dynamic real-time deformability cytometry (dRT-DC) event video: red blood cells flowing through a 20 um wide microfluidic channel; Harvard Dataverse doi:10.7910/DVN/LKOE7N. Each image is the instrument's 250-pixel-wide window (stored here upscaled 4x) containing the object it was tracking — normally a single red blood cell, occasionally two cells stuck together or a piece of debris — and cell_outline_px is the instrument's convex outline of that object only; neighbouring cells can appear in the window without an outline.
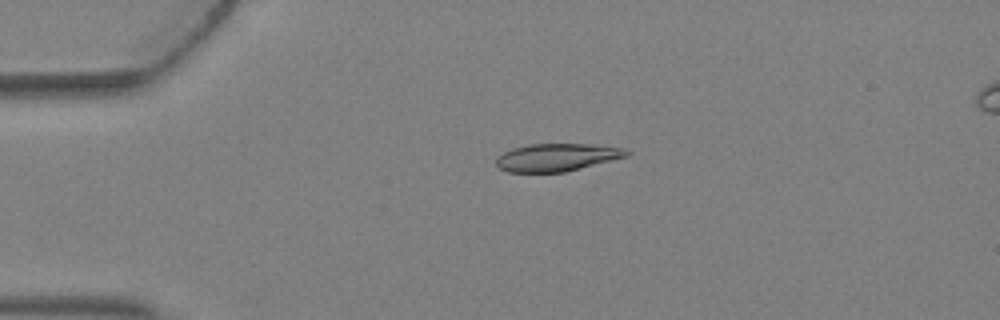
{"species": "Egyptian fruit bat (a non-hibernating species)", "species_latin": "Rousettus aegyptiacus", "temperature_condition": "warm", "stored_images_in_passage": 5, "camera_frame_rate_fps": 3000, "um_per_image_px": 0.085, "animal": {"sex": "female"}, "frame": {"image": 1, "passage_image": 2, "time_ms": 0.333, "image_size_px": [1000, 320], "cell_outline_px": [[632, 152], [628, 156], [564, 172], [508, 172], [500, 168], [496, 164], [496, 156], [512, 148], [528, 144], [588, 144], [624, 148]], "centroid_in_image_um": [47.32, 13.37], "position_along_channel_um": 37.7, "area_um2": 20.98}}
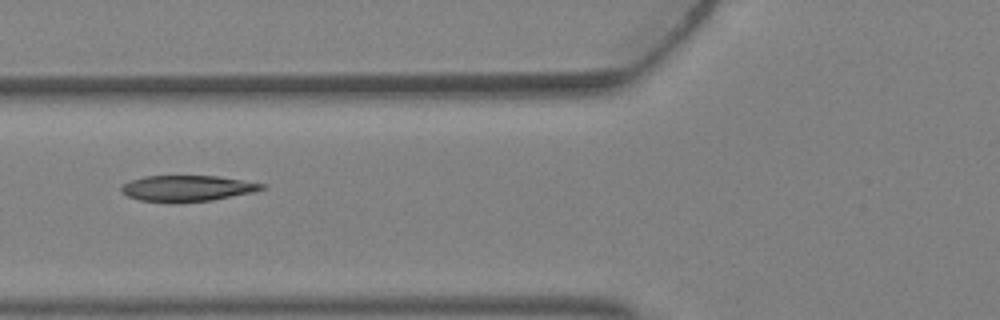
{"frame": {"image": 2, "passage_image": 4, "time_ms": 1.0, "image_size_px": [1000, 320], "cell_outline_px": [[268, 188], [252, 192], [212, 200], [140, 200], [128, 196], [120, 192], [120, 188], [124, 184], [132, 180], [144, 176], [216, 176], [264, 184]], "centroid_in_image_um": [15.93, 15.97], "position_along_channel_um": 109.9, "area_um2": 20.35}}
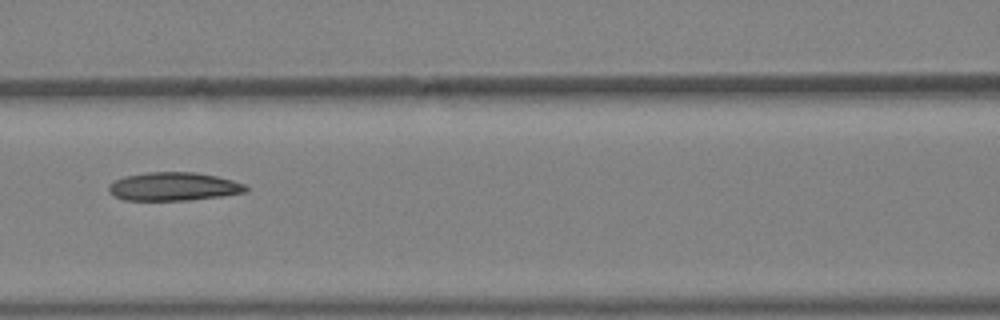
{"frame": {"image": 3, "passage_image": 5, "time_ms": 1.333, "image_size_px": [1000, 320], "cell_outline_px": [[248, 188], [244, 192], [224, 196], [188, 200], [124, 200], [116, 196], [108, 188], [108, 184], [124, 176], [148, 172], [196, 172], [216, 176], [232, 180], [244, 184]], "centroid_in_image_um": [14.77, 15.85], "position_along_channel_um": 151.8, "area_um2": 22.54}}